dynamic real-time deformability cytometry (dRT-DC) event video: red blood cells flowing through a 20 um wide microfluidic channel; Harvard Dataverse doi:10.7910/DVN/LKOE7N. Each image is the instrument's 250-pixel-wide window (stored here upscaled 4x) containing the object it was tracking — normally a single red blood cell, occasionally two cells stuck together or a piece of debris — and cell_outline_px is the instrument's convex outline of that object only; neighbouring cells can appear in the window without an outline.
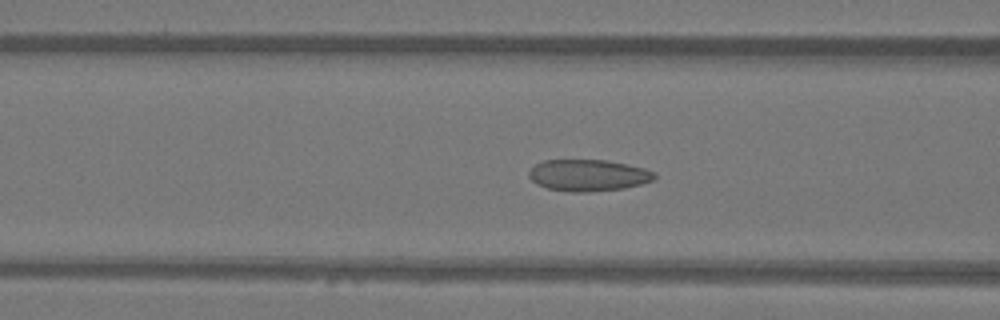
{"species": "Egyptian fruit bat (a non-hibernating species)", "species_latin": "Rousettus aegyptiacus", "temperature_condition": "warm", "stored_images_in_passage": 50, "camera_frame_rate_fps": 3000, "um_per_image_px": 0.085, "animal": {"sex": "female"}, "frame": {"image": 1, "passage_image": 19, "time_ms": 6.0, "image_size_px": [1000, 320], "cell_outline_px": [[656, 176], [652, 180], [640, 184], [624, 188], [588, 192], [572, 192], [548, 188], [536, 184], [528, 176], [528, 172], [536, 164], [544, 160], [608, 160], [628, 164], [644, 168], [656, 172]], "centroid_in_image_um": [50.0, 14.89], "position_along_channel_um": 116.6, "area_um2": 23.12}}
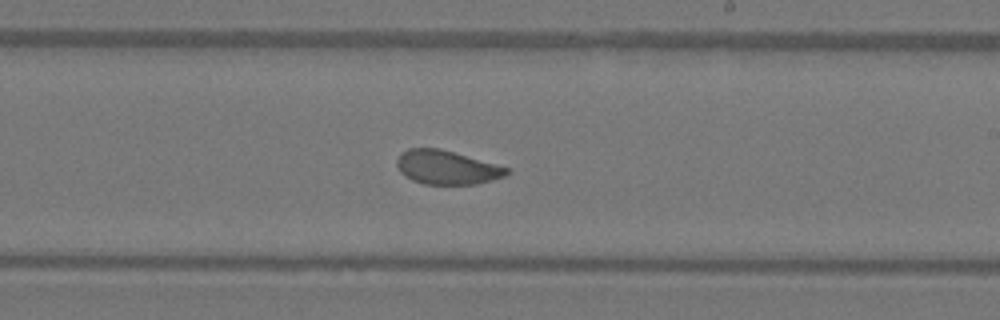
{"frame": {"image": 2, "passage_image": 29, "time_ms": 9.333, "image_size_px": [1000, 320], "cell_outline_px": [[508, 172], [504, 176], [492, 180], [476, 184], [424, 184], [412, 180], [404, 176], [400, 172], [396, 164], [396, 160], [400, 152], [408, 148], [440, 148], [508, 168]], "centroid_in_image_um": [37.9, 14.22], "position_along_channel_um": 251.1, "area_um2": 21.56}}
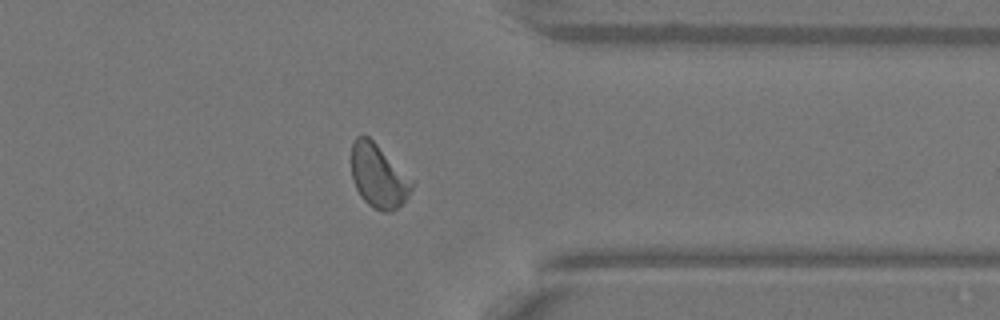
{"frame": {"image": 3, "passage_image": 39, "time_ms": 12.667, "image_size_px": [1000, 320], "cell_outline_px": [[416, 184], [408, 196], [392, 212], [384, 212], [372, 208], [360, 196], [352, 180], [352, 144], [356, 136], [368, 136], [416, 180]], "centroid_in_image_um": [32.21, 14.97], "position_along_channel_um": 379.2, "area_um2": 22.77}, "authors_computed_cell_mechanics": {"area_um2": 22.7732, "velocity_mm_per_s": 4.0462, "shape_relaxation_time_tau1_ms": 7.0296, "shape_relaxation_time_tau2_ms": 1.2664, "deformation_change_tau1": 0.1446, "deformation_change_tau2": 0.0651}}